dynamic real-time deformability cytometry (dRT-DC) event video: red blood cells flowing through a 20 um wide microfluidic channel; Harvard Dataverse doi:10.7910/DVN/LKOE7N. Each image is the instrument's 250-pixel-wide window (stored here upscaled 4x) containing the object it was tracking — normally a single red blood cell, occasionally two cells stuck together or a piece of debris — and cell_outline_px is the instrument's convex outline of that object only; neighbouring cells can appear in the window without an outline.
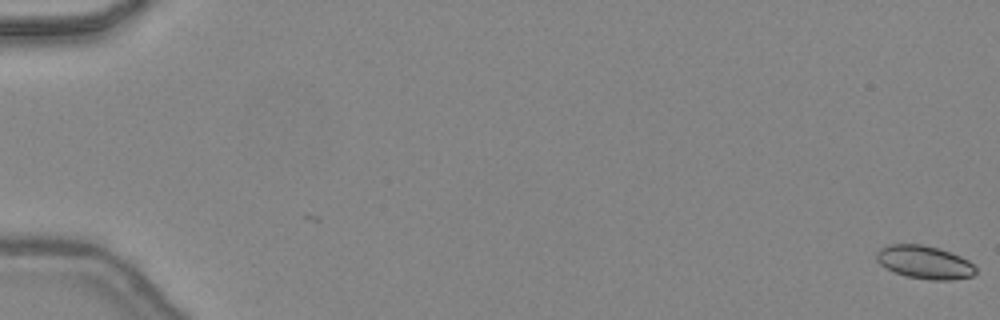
{"species": "common noctule bat (a hibernating species)", "species_latin": "Nyctalus noctula", "temperature_condition": "warm", "stored_images_in_passage": 2, "camera_frame_rate_fps": 3000, "um_per_image_px": 0.085, "animal": {"sex": "female", "body_mass_g": 24.6, "forearm_length_mm": 56.2}, "frame": {"image": 1, "passage_image": 2, "time_ms": 0.333, "image_size_px": [1000, 320], "cell_outline_px": [[976, 272], [972, 276], [952, 280], [932, 280], [908, 276], [896, 272], [880, 264], [876, 260], [876, 252], [880, 248], [888, 244], [920, 244], [936, 248], [960, 256], [968, 260], [976, 268]], "centroid_in_image_um": [78.58, 22.29], "position_along_channel_um": 6.4, "area_um2": 18.9}}